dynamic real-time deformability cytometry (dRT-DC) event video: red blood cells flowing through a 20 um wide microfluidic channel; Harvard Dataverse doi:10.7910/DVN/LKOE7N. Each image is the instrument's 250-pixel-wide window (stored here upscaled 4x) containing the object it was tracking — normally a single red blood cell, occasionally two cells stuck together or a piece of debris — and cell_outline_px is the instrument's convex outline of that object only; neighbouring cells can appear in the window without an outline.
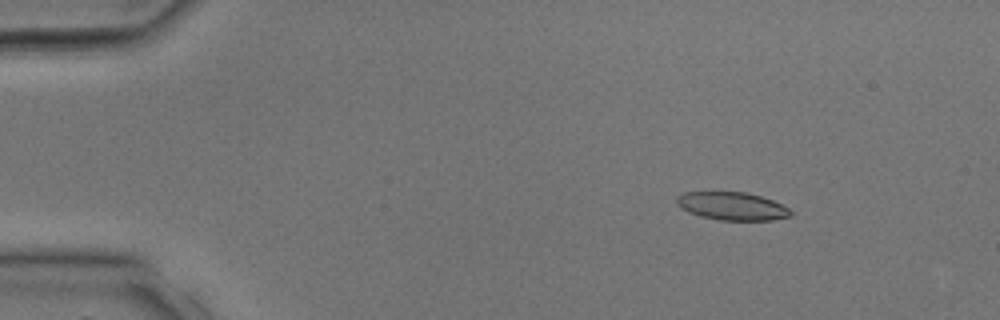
{"species": "common noctule bat (a hibernating species)", "species_latin": "Nyctalus noctula", "temperature_condition": "room temperature", "stored_images_in_passage": 32, "camera_frame_rate_fps": 3000, "um_per_image_px": 0.085, "animal": {"sex": "male", "body_mass_g": 17.9, "forearm_length_mm": 54.2}, "frame": {"image": 1, "passage_image": 3, "time_ms": 0.667, "image_size_px": [1000, 320], "cell_outline_px": [[792, 216], [772, 220], [720, 220], [700, 216], [688, 212], [680, 208], [676, 204], [676, 196], [684, 192], [748, 192], [772, 200], [788, 208], [792, 212]], "centroid_in_image_um": [62.2, 17.52], "position_along_channel_um": 22.8, "area_um2": 18.67}}
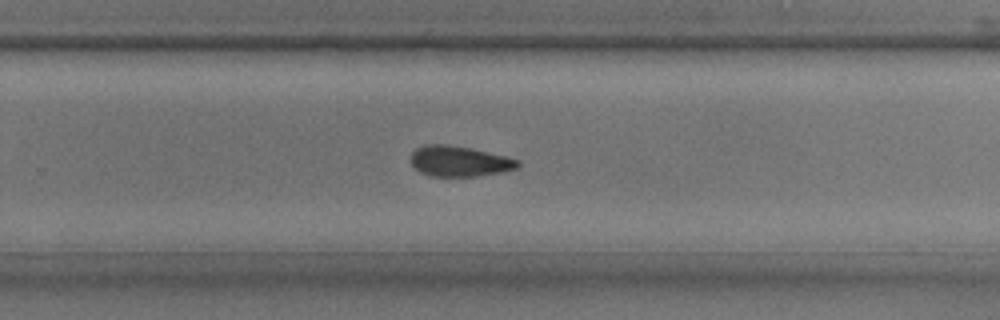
{"frame": {"image": 2, "passage_image": 20, "time_ms": 6.333, "image_size_px": [1000, 320], "cell_outline_px": [[520, 164], [516, 168], [500, 172], [476, 176], [432, 176], [420, 172], [412, 164], [412, 152], [416, 148], [424, 144], [448, 144], [472, 148], [520, 160]], "centroid_in_image_um": [39.03, 13.69], "position_along_channel_um": 290.8, "area_um2": 18.9}}
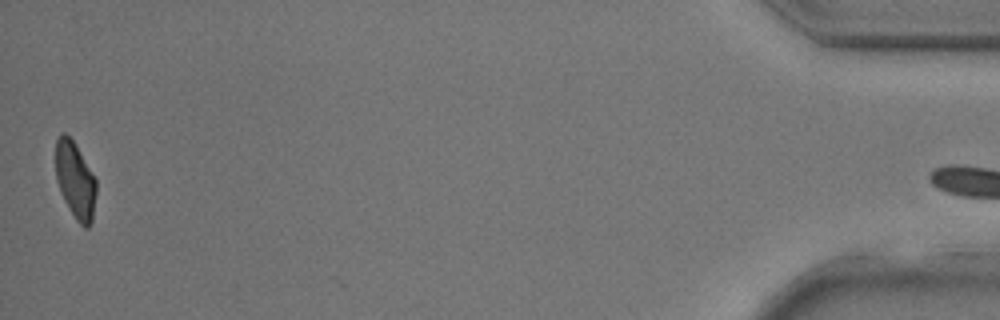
{"frame": {"image": 3, "passage_image": 31, "time_ms": 10.0, "image_size_px": [1000, 320], "cell_outline_px": [[96, 192], [92, 220], [88, 228], [84, 228], [76, 220], [64, 200], [60, 192], [56, 180], [56, 140], [60, 132], [64, 132], [76, 144], [96, 180]], "centroid_in_image_um": [6.39, 15.32], "position_along_channel_um": 428.8, "area_um2": 18.09}}